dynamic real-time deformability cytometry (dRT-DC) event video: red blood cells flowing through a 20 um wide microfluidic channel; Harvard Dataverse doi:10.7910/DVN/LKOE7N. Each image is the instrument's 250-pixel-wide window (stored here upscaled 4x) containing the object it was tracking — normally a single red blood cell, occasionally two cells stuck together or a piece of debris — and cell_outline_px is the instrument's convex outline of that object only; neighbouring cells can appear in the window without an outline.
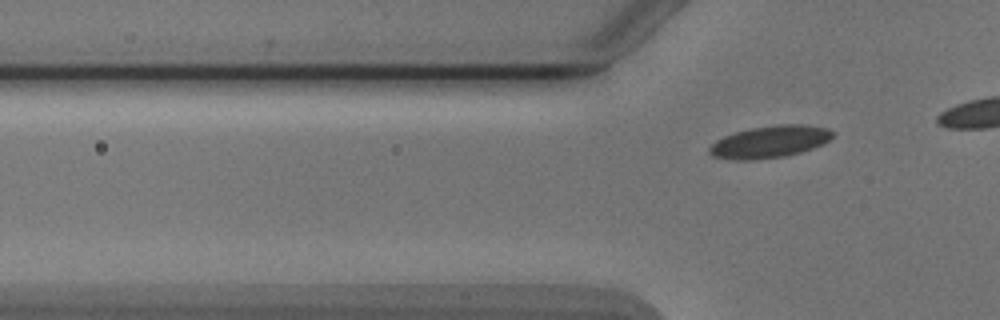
{"species": "Egyptian fruit bat (a non-hibernating species)", "species_latin": "Rousettus aegyptiacus", "temperature_condition": "cold", "stored_images_in_passage": 4, "camera_frame_rate_fps": 3000, "um_per_image_px": 0.085, "animal": {"sex": "male"}, "frame": {"image": 1, "passage_image": 4, "time_ms": 3.667, "image_size_px": [1000, 320], "cell_outline_px": [[836, 132], [824, 144], [800, 152], [784, 156], [752, 160], [736, 160], [712, 156], [708, 152], [708, 148], [716, 140], [724, 136], [736, 132], [752, 128], [776, 124], [804, 124], [828, 128]], "centroid_in_image_um": [65.44, 12.04], "position_along_channel_um": 60.4, "area_um2": 23.06}}